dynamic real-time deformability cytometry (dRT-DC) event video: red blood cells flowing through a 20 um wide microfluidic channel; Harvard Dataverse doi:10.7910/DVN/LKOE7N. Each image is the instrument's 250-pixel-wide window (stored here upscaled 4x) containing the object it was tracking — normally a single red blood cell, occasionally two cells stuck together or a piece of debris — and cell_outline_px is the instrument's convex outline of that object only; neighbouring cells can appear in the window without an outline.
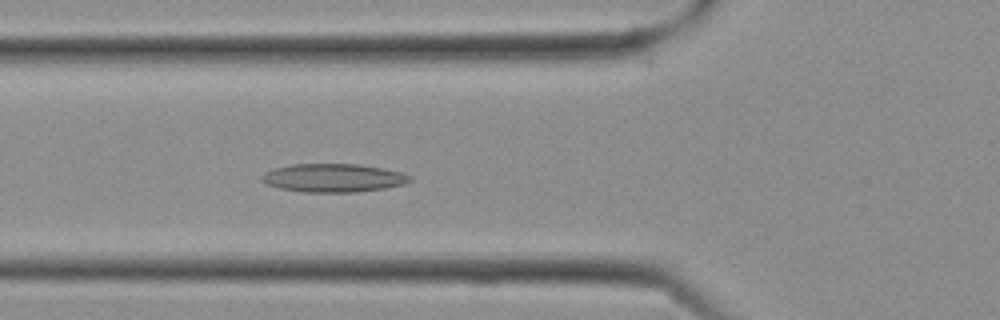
{"species": "Egyptian fruit bat (a non-hibernating species)", "species_latin": "Rousettus aegyptiacus", "temperature_condition": "cold", "stored_images_in_passage": 4, "camera_frame_rate_fps": 3000, "um_per_image_px": 0.085, "frame": {"image": 1, "passage_image": 4, "time_ms": 1.0, "image_size_px": [1000, 320], "cell_outline_px": [[412, 180], [404, 184], [384, 188], [356, 192], [304, 192], [280, 188], [264, 184], [260, 180], [260, 176], [264, 172], [272, 168], [292, 164], [360, 164], [384, 168], [400, 172], [412, 176]], "centroid_in_image_um": [28.29, 15.11], "position_along_channel_um": 97.5, "area_um2": 24.74}}